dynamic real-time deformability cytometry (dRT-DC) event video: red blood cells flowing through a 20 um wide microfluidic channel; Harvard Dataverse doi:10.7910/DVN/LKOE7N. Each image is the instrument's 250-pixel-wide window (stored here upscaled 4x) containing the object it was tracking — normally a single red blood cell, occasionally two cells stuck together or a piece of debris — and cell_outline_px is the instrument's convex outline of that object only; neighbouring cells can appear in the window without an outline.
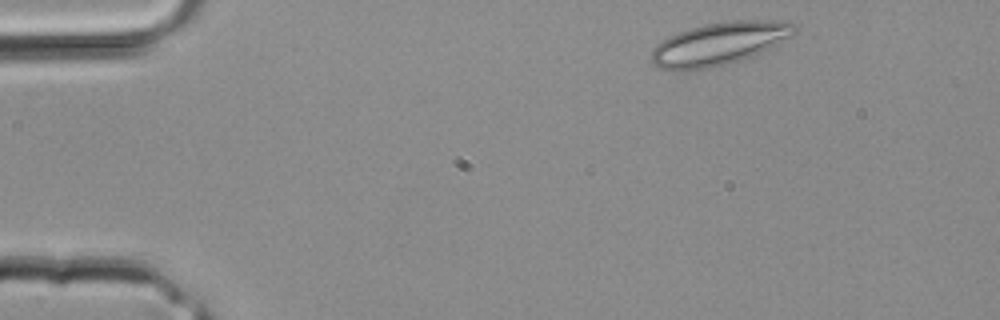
{"species": "common noctule bat (a hibernating species)", "species_latin": "Nyctalus noctula", "temperature_condition": "room temperature", "stored_images_in_passage": 3, "segment_of_instrument_passage": [1, 2], "camera_frame_rate_fps": 3000, "um_per_image_px": 0.085, "animal": {"sex": "male", "body_mass_g": 20.4}, "frame": {"image": 1, "passage_image": 1, "time_ms": 0.0, "image_size_px": [1000, 320], "cell_outline_px": [[796, 32], [792, 36], [752, 56], [728, 64], [708, 68], [684, 72], [672, 72], [660, 68], [652, 60], [652, 52], [656, 44], [680, 32], [704, 24], [728, 20], [788, 20], [796, 24]], "centroid_in_image_um": [61.16, 3.72], "position_along_channel_um": 23.8, "area_um2": 35.78}}